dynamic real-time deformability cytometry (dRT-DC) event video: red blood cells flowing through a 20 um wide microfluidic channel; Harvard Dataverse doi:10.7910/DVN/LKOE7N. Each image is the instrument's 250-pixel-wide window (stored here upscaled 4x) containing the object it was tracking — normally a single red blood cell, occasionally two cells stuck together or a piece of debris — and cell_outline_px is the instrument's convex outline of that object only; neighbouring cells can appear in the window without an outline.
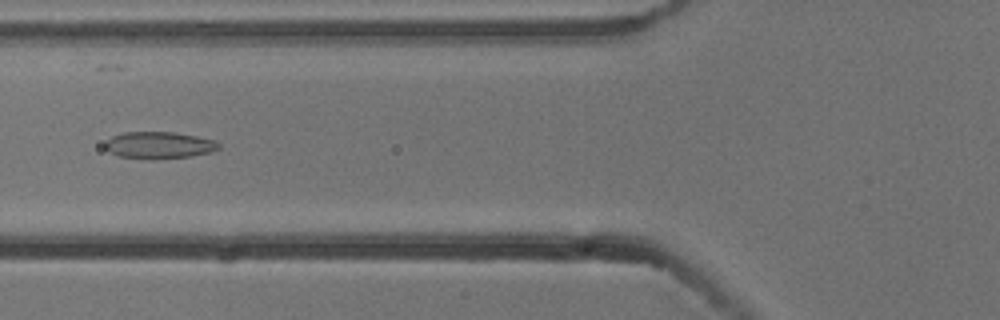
{"species": "common noctule bat (a hibernating species)", "species_latin": "Nyctalus noctula", "temperature_condition": "cold", "stored_images_in_passage": 9, "camera_frame_rate_fps": 3000, "um_per_image_px": 0.085, "animal": {"sex": "male", "body_mass_g": 13.3}, "frame": {"image": 1, "passage_image": 6, "time_ms": 1.667, "image_size_px": [1000, 320], "cell_outline_px": [[220, 148], [212, 152], [192, 156], [152, 160], [148, 160], [120, 156], [104, 148], [104, 144], [112, 136], [124, 132], [172, 132], [196, 136], [216, 140], [220, 144]], "centroid_in_image_um": [13.55, 12.35], "position_along_channel_um": 112.3, "area_um2": 17.98}}
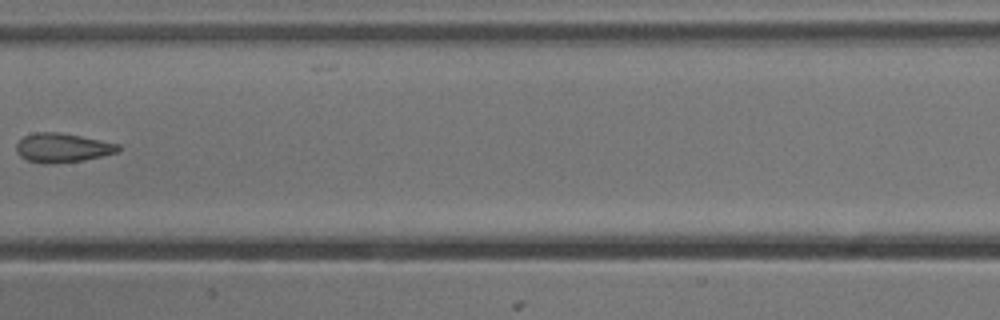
{"frame": {"image": 2, "passage_image": 8, "time_ms": 2.333, "image_size_px": [1000, 320], "cell_outline_px": [[120, 152], [84, 160], [52, 164], [40, 164], [28, 160], [20, 156], [16, 152], [16, 144], [24, 136], [36, 132], [60, 132], [120, 144]], "centroid_in_image_um": [5.31, 12.57], "position_along_channel_um": 202.1, "area_um2": 17.46}}
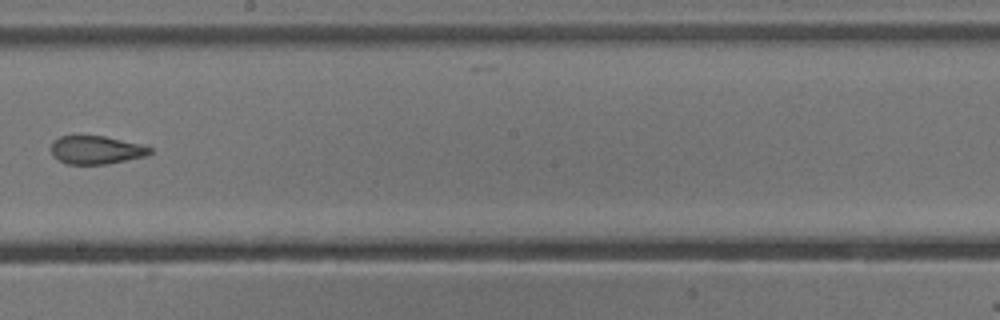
{"frame": {"image": 3, "passage_image": 9, "time_ms": 2.667, "image_size_px": [1000, 320], "cell_outline_px": [[152, 152], [144, 156], [108, 164], [64, 164], [52, 156], [52, 140], [60, 136], [104, 136], [140, 144], [152, 148]], "centroid_in_image_um": [8.14, 12.75], "position_along_channel_um": 240.1, "area_um2": 16.24}}